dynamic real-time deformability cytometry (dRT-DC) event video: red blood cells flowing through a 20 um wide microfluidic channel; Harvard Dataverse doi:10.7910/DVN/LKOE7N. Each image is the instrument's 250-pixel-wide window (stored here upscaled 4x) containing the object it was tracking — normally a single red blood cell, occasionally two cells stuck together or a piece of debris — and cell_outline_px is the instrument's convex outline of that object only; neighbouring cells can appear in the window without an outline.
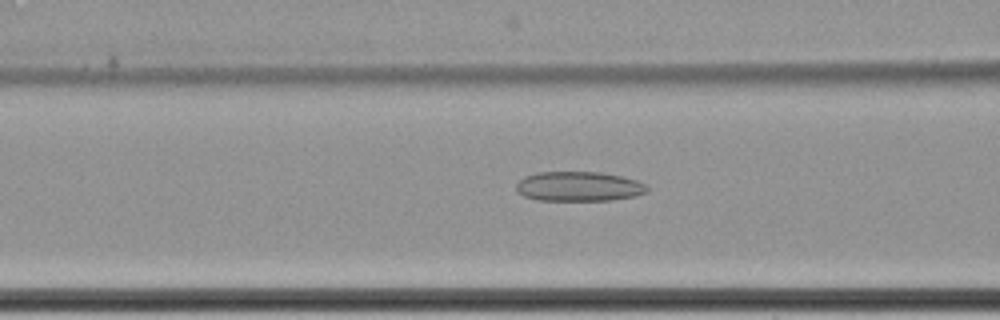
{"species": "common noctule bat (a hibernating species)", "species_latin": "Nyctalus noctula", "temperature_condition": "cold", "stored_images_in_passage": 64, "camera_frame_rate_fps": 3000, "um_per_image_px": 0.085, "animal": {"sex": "female", "body_mass_g": 22.7, "forearm_length_mm": 54.2}, "frame": {"image": 1, "passage_image": 29, "time_ms": 9.333, "image_size_px": [1000, 320], "cell_outline_px": [[648, 192], [636, 196], [612, 200], [536, 200], [524, 196], [516, 192], [516, 184], [524, 176], [536, 172], [600, 172], [620, 176], [636, 180], [648, 184]], "centroid_in_image_um": [49.2, 15.85], "position_along_channel_um": 117.4, "area_um2": 22.83}}
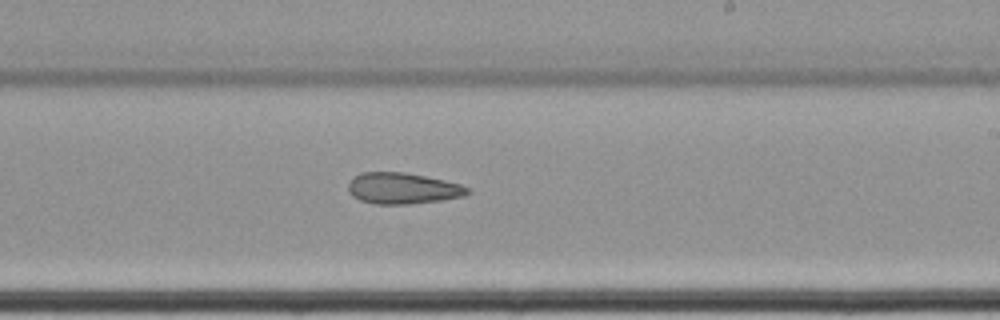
{"frame": {"image": 2, "passage_image": 41, "time_ms": 13.333, "image_size_px": [1000, 320], "cell_outline_px": [[472, 192], [464, 196], [444, 200], [412, 204], [376, 204], [360, 200], [352, 196], [348, 188], [348, 184], [360, 172], [404, 172], [444, 180], [460, 184], [468, 188]], "centroid_in_image_um": [34.26, 16.02], "position_along_channel_um": 254.7, "area_um2": 21.68}}
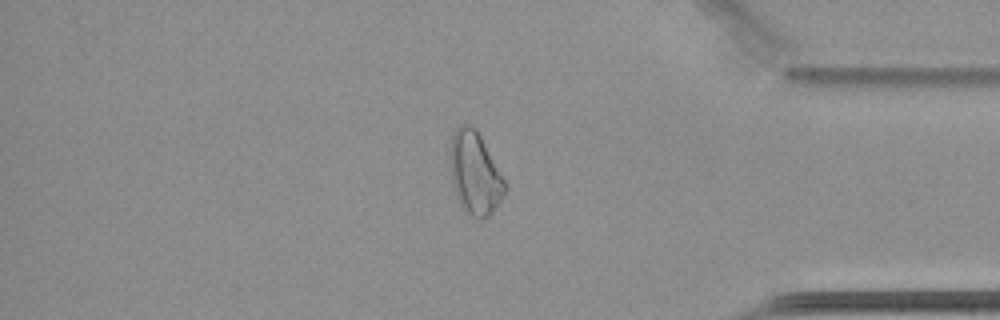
{"frame": {"image": 3, "passage_image": 55, "time_ms": 18.0, "image_size_px": [1000, 320], "cell_outline_px": [[508, 188], [492, 212], [488, 216], [480, 220], [472, 216], [460, 208], [452, 180], [452, 132], [460, 124], [468, 124], [480, 136], [508, 184]], "centroid_in_image_um": [40.4, 14.78], "position_along_channel_um": 394.8, "area_um2": 25.89}, "authors_computed_cell_mechanics": {"area_um2": 26.7614, "velocity_mm_per_s": 3.4375, "shape_relaxation_time_tau1_ms": null, "shape_relaxation_time_tau2_ms": 5.6934, "deformation_change_tau1": null, "deformation_change_tau2": 0.1314}}